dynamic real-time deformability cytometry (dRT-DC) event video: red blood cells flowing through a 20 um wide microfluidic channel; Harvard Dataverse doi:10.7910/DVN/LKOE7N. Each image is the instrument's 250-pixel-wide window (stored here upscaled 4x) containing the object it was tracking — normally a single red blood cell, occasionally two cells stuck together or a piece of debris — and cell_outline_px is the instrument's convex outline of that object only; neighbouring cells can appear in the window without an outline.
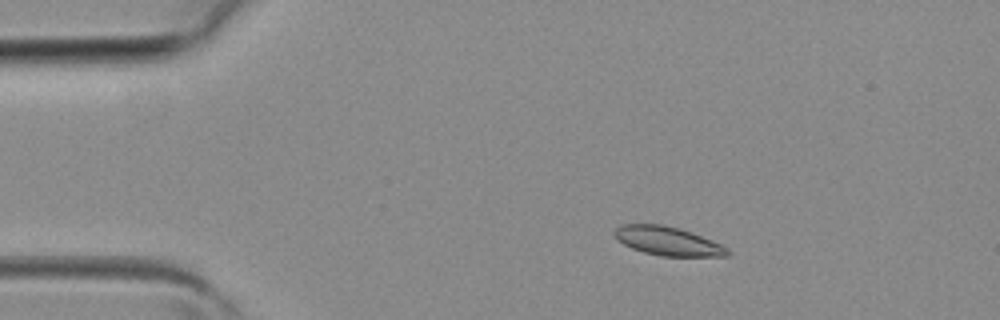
{"species": "common noctule bat (a hibernating species)", "species_latin": "Nyctalus noctula", "temperature_condition": "room temperature", "stored_images_in_passage": 4, "camera_frame_rate_fps": 3000, "um_per_image_px": 0.085, "animal": {"sex": "female", "body_mass_g": 19.3, "forearm_length_mm": 54.1}, "frame": {"image": 1, "passage_image": 2, "time_ms": 0.333, "image_size_px": [1000, 320], "cell_outline_px": [[732, 252], [728, 256], [660, 256], [644, 252], [632, 248], [616, 240], [612, 232], [620, 224], [664, 224], [680, 228], [692, 232], [712, 240], [728, 248]], "centroid_in_image_um": [56.75, 20.48], "position_along_channel_um": 28.2, "area_um2": 19.19}}